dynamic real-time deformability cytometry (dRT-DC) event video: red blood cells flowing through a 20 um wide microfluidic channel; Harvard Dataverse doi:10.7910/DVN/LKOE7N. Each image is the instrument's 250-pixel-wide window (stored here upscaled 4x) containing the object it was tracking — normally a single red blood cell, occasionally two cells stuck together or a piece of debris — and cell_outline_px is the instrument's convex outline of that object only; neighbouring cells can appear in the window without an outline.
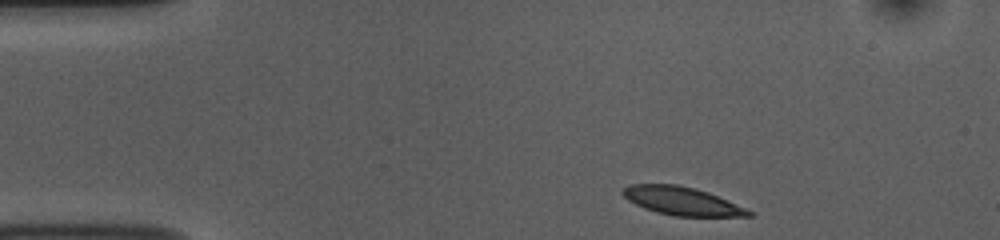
{"species": "common noctule bat (a hibernating species)", "species_latin": "Nyctalus noctula", "temperature_condition": "room temperature", "stored_images_in_passage": 46, "camera_frame_rate_fps": 3000, "um_per_image_px": 0.085, "animal": {"sex": "female", "body_mass_g": 10.0, "forearm_length_mm": 53.1}, "frame": {"image": 1, "passage_image": 1, "time_ms": 0.0, "image_size_px": [1000, 240], "cell_outline_px": [[756, 212], [752, 216], [676, 216], [656, 212], [644, 208], [628, 200], [620, 192], [628, 184], [676, 184], [696, 188], [708, 192]], "centroid_in_image_um": [57.97, 17.08], "position_along_channel_um": 27.0, "area_um2": 20.75}}
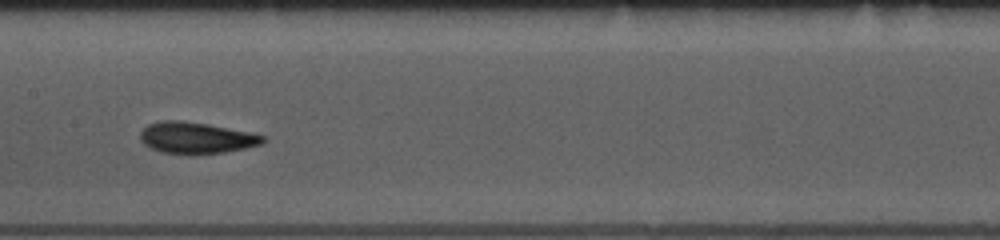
{"frame": {"image": 2, "passage_image": 19, "time_ms": 6.0, "image_size_px": [1000, 240], "cell_outline_px": [[264, 144], [224, 152], [192, 156], [160, 152], [144, 144], [140, 140], [140, 132], [148, 124], [160, 120], [184, 120], [208, 124], [248, 132], [264, 136]], "centroid_in_image_um": [16.64, 11.73], "position_along_channel_um": 190.8, "area_um2": 22.77}}
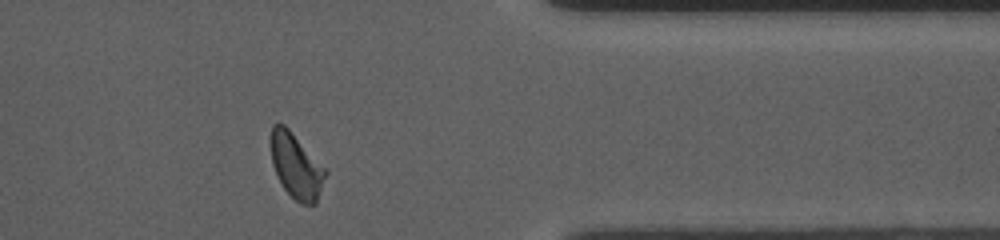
{"frame": {"image": 3, "passage_image": 36, "time_ms": 11.667, "image_size_px": [1000, 240], "cell_outline_px": [[328, 172], [316, 204], [300, 204], [284, 188], [272, 164], [272, 124], [284, 124], [288, 128]], "centroid_in_image_um": [25.2, 14.14], "position_along_channel_um": 386.2, "area_um2": 20.06}, "authors_computed_cell_mechanics": {"area_um2": 21.386, "velocity_mm_per_s": 3.7378, "shape_relaxation_time_tau1_ms": 3.472, "shape_relaxation_time_tau2_ms": 1.6791, "deformation_change_tau1": 0.1343, "deformation_change_tau2": 0.0772}}